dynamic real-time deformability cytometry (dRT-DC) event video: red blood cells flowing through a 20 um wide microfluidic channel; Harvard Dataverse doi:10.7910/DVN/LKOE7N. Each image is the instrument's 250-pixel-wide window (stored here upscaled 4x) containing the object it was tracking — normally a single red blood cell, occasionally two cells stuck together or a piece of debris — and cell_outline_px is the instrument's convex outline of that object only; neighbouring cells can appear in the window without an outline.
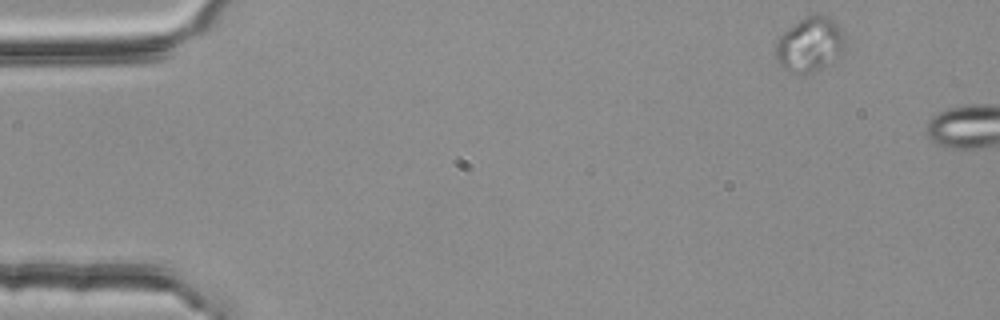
{"species": "common noctule bat (a hibernating species)", "species_latin": "Nyctalus noctula", "temperature_condition": "room temperature", "stored_images_in_passage": 5, "segment_of_instrument_passage": [1, 2], "camera_frame_rate_fps": 3000, "um_per_image_px": 0.085, "animal": {"sex": "female", "body_mass_g": 25.1}, "frame": {"image": 1, "passage_image": 1, "time_ms": 0.0, "image_size_px": [1000, 320], "cell_outline_px": [[844, 52], [832, 64], [808, 72], [788, 72], [780, 64], [776, 56], [776, 40], [788, 28], [800, 20], [816, 12], [828, 16], [840, 28], [844, 36]], "centroid_in_image_um": [68.86, 3.76], "position_along_channel_um": 16.1, "area_um2": 21.96}}